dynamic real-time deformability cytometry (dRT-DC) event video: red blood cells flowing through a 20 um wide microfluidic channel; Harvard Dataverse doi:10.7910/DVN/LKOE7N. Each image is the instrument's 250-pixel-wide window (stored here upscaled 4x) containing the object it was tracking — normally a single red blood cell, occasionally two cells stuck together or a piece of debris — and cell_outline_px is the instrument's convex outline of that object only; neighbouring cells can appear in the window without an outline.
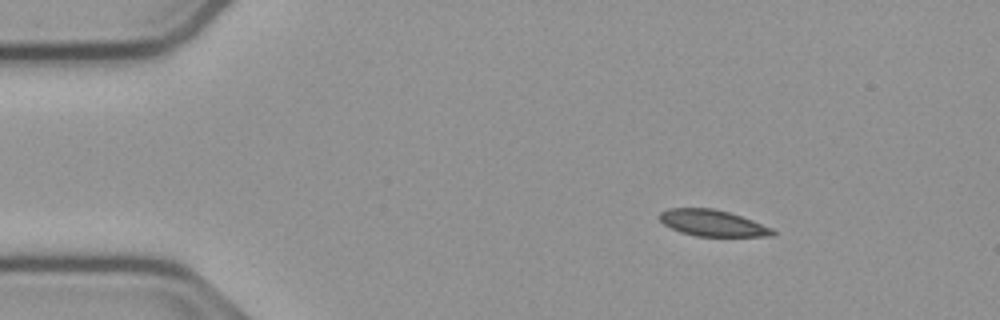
{"species": "common noctule bat (a hibernating species)", "species_latin": "Nyctalus noctula", "temperature_condition": "cold", "stored_images_in_passage": 47, "camera_frame_rate_fps": 3000, "um_per_image_px": 0.085, "animal": {"sex": "male", "body_mass_g": 23.1, "forearm_length_mm": 52.7}, "frame": {"image": 1, "passage_image": 1, "time_ms": 0.0, "image_size_px": [1000, 320], "cell_outline_px": [[776, 236], [696, 236], [680, 232], [664, 224], [660, 220], [660, 212], [668, 208], [712, 208], [728, 212], [752, 220], [772, 228], [776, 232]], "centroid_in_image_um": [60.57, 18.96], "position_along_channel_um": 24.4, "area_um2": 17.22}}
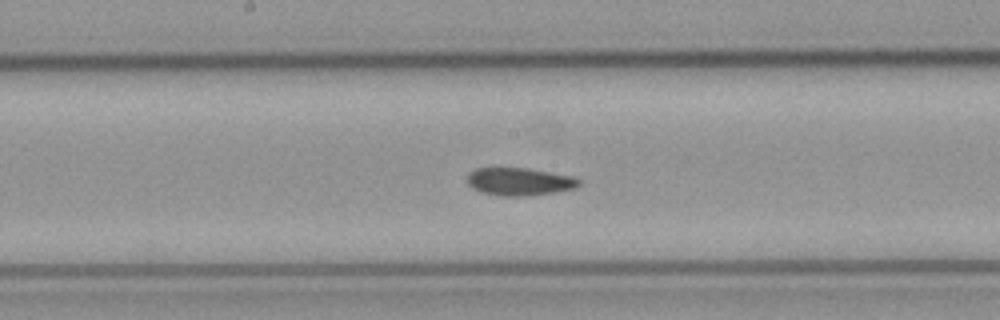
{"frame": {"image": 2, "passage_image": 21, "time_ms": 6.667, "image_size_px": [1000, 320], "cell_outline_px": [[580, 184], [576, 188], [556, 192], [524, 196], [496, 196], [472, 188], [468, 184], [468, 172], [476, 168], [524, 168], [572, 176], [580, 180]], "centroid_in_image_um": [44.14, 15.44], "position_along_channel_um": 204.1, "area_um2": 17.98}}
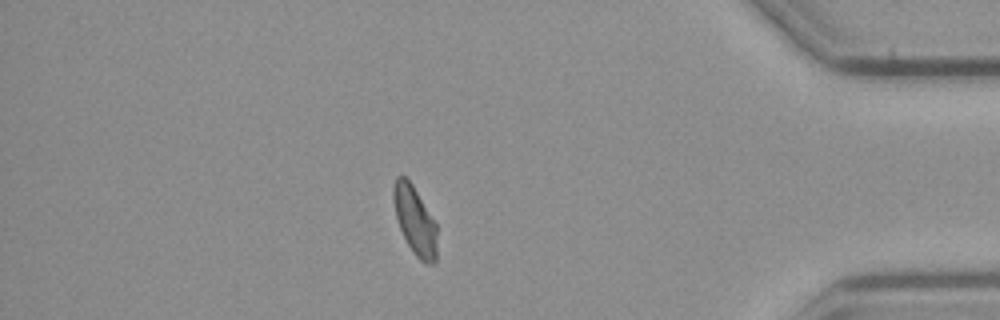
{"frame": {"image": 3, "passage_image": 40, "time_ms": 13.0, "image_size_px": [1000, 320], "cell_outline_px": [[436, 260], [432, 264], [428, 264], [420, 260], [416, 256], [408, 244], [396, 220], [392, 196], [392, 192], [396, 176], [404, 176], [412, 184], [436, 224]], "centroid_in_image_um": [35.24, 18.74], "position_along_channel_um": 400.0, "area_um2": 17.11}, "authors_computed_cell_mechanics": {"area_um2": 18.0914, "velocity_mm_per_s": 3.7511, "shape_relaxation_time_tau1_ms": null, "shape_relaxation_time_tau2_ms": 3.0943, "deformation_change_tau1": null, "deformation_change_tau2": 0.0603}}